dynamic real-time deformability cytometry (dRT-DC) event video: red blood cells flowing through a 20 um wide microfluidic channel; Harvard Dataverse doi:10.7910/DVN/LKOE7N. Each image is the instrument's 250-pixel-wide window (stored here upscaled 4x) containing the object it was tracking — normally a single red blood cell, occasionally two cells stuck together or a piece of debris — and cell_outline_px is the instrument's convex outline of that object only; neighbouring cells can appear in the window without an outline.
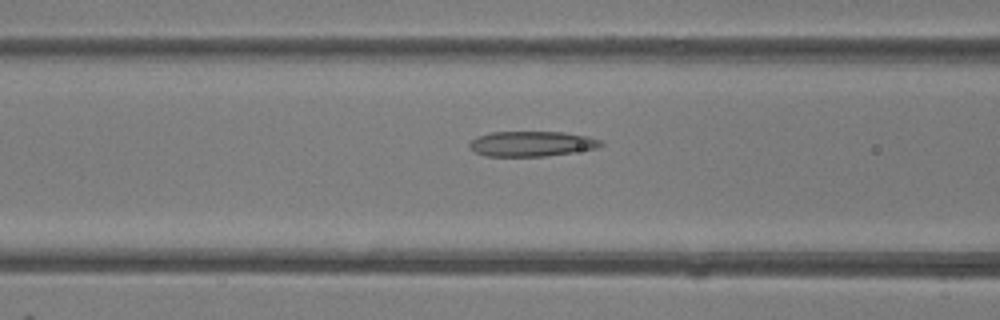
{"species": "common noctule bat (a hibernating species)", "species_latin": "Nyctalus noctula", "temperature_condition": "room temperature", "stored_images_in_passage": 47, "camera_frame_rate_fps": 3000, "um_per_image_px": 0.085, "animal": {"sex": "female"}, "frame": {"image": 1, "passage_image": 19, "time_ms": 6.0, "image_size_px": [1000, 320], "cell_outline_px": [[604, 144], [600, 148], [544, 156], [488, 156], [476, 152], [468, 144], [476, 136], [492, 132], [564, 132], [588, 136], [604, 140]], "centroid_in_image_um": [45.26, 12.21], "position_along_channel_um": 121.3, "area_um2": 19.31}}
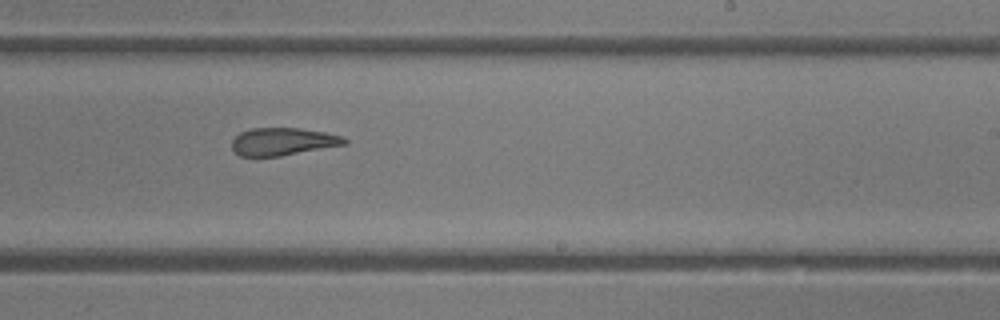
{"frame": {"image": 2, "passage_image": 29, "time_ms": 9.333, "image_size_px": [1000, 320], "cell_outline_px": [[348, 144], [280, 156], [240, 156], [232, 148], [232, 140], [240, 132], [252, 128], [300, 128], [324, 132], [344, 136], [348, 140]], "centroid_in_image_um": [24.08, 12.03], "position_along_channel_um": 264.9, "area_um2": 18.15}}
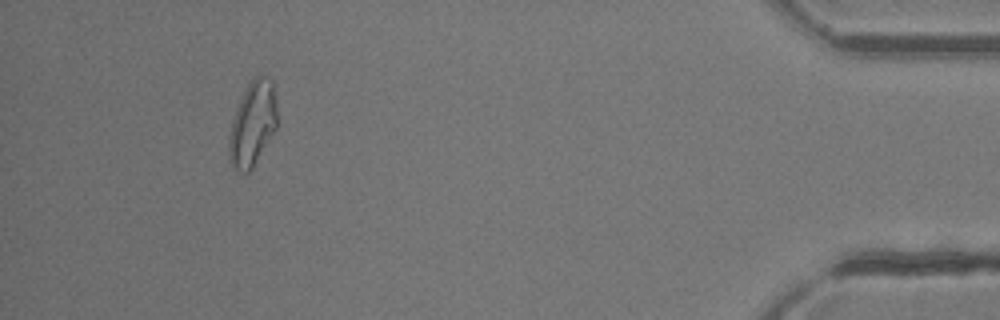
{"frame": {"image": 3, "passage_image": 44, "time_ms": 14.333, "image_size_px": [1000, 320], "cell_outline_px": [[276, 128], [252, 168], [248, 172], [240, 172], [232, 164], [228, 156], [228, 140], [232, 120], [236, 108], [248, 84], [256, 76], [264, 76], [272, 80], [276, 100]], "centroid_in_image_um": [21.46, 10.52], "position_along_channel_um": 413.7, "area_um2": 23.35}, "authors_computed_cell_mechanics": {"area_um2": 20.9814, "velocity_mm_per_s": 4.3113, "shape_relaxation_time_tau1_ms": 8.8525, "shape_relaxation_time_tau2_ms": 2.4649, "deformation_change_tau1": 0.2372, "deformation_change_tau2": 0.1244}}